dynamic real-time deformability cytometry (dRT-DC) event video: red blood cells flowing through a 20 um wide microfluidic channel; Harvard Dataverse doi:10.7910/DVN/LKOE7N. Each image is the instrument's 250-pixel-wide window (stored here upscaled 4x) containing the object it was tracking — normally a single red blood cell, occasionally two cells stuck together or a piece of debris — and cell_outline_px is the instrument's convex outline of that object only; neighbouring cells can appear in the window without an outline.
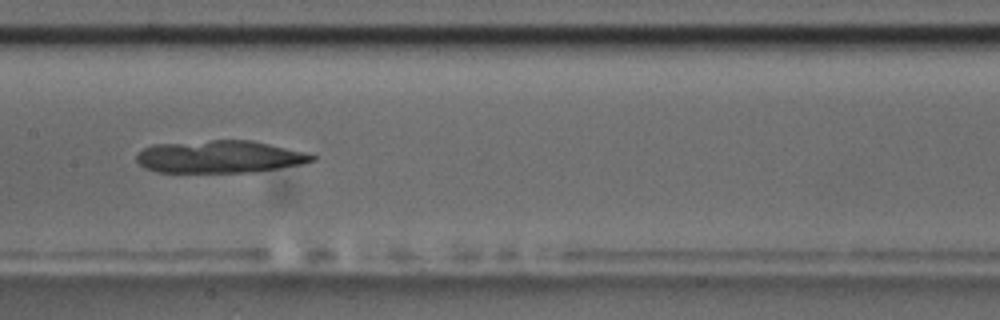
{"species": "common noctule bat (a hibernating species)", "species_latin": "Nyctalus noctula", "temperature_condition": "room temperature", "stored_images_in_passage": 8, "camera_frame_rate_fps": 3000, "um_per_image_px": 0.085, "animal": {"sex": "male", "body_mass_g": 17.5, "forearm_length_mm": 52.3}, "frame": {"image": 1, "passage_image": 8, "time_ms": 8.0, "image_size_px": [1000, 320], "cell_outline_px": [[316, 160], [304, 164], [252, 172], [156, 172], [144, 168], [136, 160], [136, 152], [152, 144], [212, 140], [252, 140], [308, 152], [316, 156]], "centroid_in_image_um": [18.68, 13.32], "position_along_channel_um": 188.7, "area_um2": 33.58}}